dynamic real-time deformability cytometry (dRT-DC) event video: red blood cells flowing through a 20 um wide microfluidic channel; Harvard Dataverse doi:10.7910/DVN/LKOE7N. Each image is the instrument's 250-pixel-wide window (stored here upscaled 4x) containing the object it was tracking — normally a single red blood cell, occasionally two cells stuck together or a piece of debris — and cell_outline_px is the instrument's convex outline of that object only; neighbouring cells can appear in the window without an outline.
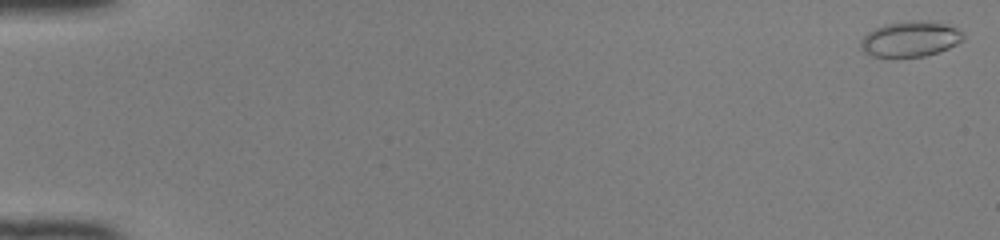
{"species": "common noctule bat (a hibernating species)", "species_latin": "Nyctalus noctula", "temperature_condition": "room temperature", "stored_images_in_passage": 50, "camera_frame_rate_fps": 3000, "um_per_image_px": 0.085, "animal": {"sex": "female", "body_mass_g": 22.0, "forearm_length_mm": 56.7}, "frame": {"image": 1, "passage_image": 1, "time_ms": 0.0, "image_size_px": [1000, 240], "cell_outline_px": [[964, 36], [956, 44], [948, 48], [924, 56], [872, 56], [864, 52], [860, 48], [860, 40], [868, 32], [884, 24], [912, 20], [928, 20], [944, 24], [956, 28], [964, 32]], "centroid_in_image_um": [77.35, 3.29], "position_along_channel_um": 7.6, "area_um2": 20.98}}
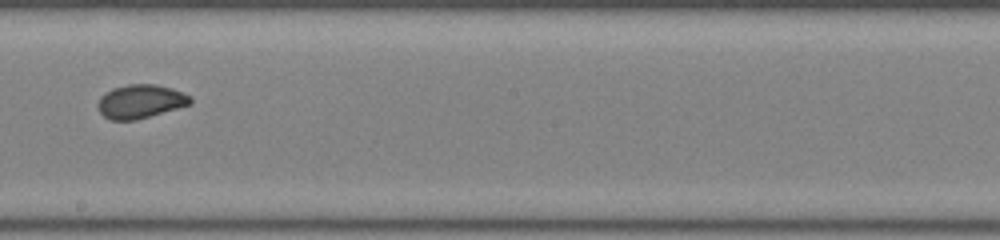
{"frame": {"image": 2, "passage_image": 30, "time_ms": 9.667, "image_size_px": [1000, 240], "cell_outline_px": [[192, 104], [136, 120], [112, 120], [104, 116], [100, 112], [96, 104], [100, 96], [104, 92], [112, 88], [128, 84], [156, 84], [172, 88], [192, 96]], "centroid_in_image_um": [11.93, 8.61], "position_along_channel_um": 236.3, "area_um2": 18.38}}
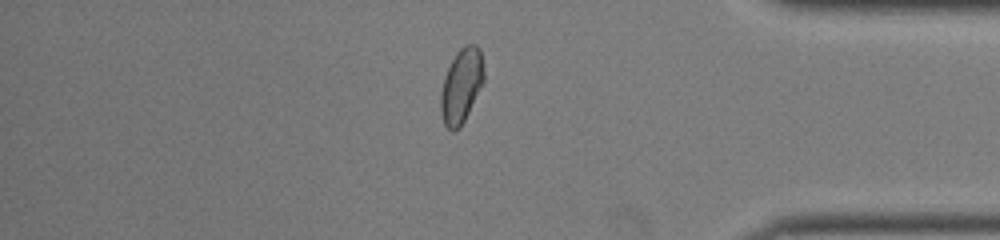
{"frame": {"image": 3, "passage_image": 43, "time_ms": 14.0, "image_size_px": [1000, 240], "cell_outline_px": [[484, 80], [460, 128], [452, 132], [444, 124], [440, 112], [440, 92], [448, 68], [456, 52], [464, 44], [476, 44], [480, 48], [484, 72]], "centroid_in_image_um": [39.2, 7.27], "position_along_channel_um": 396.0, "area_um2": 18.61}, "authors_computed_cell_mechanics": {"area_um2": 18.9873, "velocity_mm_per_s": 4.1409, "shape_relaxation_time_tau1_ms": null, "shape_relaxation_time_tau2_ms": 0.6666, "deformation_change_tau1": null, "deformation_change_tau2": 0.0393}}